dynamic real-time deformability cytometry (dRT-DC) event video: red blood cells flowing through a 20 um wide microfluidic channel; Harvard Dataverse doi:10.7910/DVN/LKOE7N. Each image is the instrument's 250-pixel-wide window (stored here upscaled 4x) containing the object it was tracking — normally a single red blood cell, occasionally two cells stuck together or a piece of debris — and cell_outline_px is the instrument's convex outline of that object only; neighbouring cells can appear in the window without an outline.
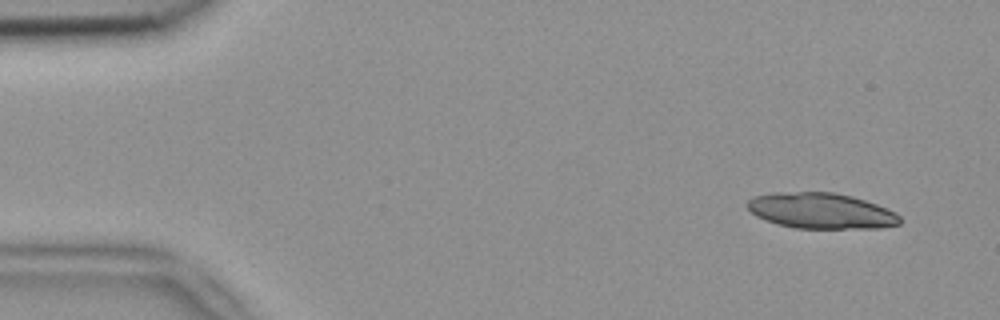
{"species": "common noctule bat (a hibernating species)", "species_latin": "Nyctalus noctula", "temperature_condition": "room temperature", "stored_images_in_passage": 4, "camera_frame_rate_fps": 3000, "um_per_image_px": 0.085, "animal": {"sex": "female", "body_mass_g": 18.4}, "frame": {"image": 1, "passage_image": 1, "time_ms": 0.0, "image_size_px": [1000, 320], "cell_outline_px": [[900, 224], [880, 228], [796, 228], [776, 224], [764, 220], [756, 216], [744, 204], [748, 200], [756, 196], [772, 192], [832, 192], [852, 196], [888, 208], [896, 212], [900, 216]], "centroid_in_image_um": [69.78, 17.92], "position_along_channel_um": 15.2, "area_um2": 31.91}}
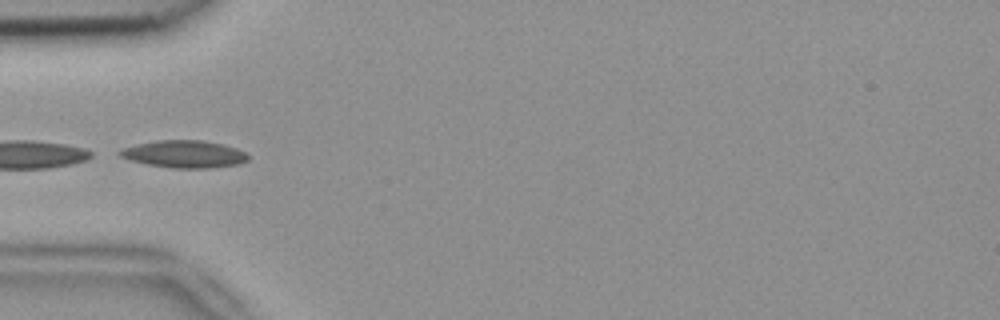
{"frame": {"image": 2, "passage_image": 4, "time_ms": 1.0, "image_size_px": [1000, 320], "cell_outline_px": [[248, 160], [240, 164], [212, 168], [172, 168], [148, 164], [128, 160], [120, 156], [116, 152], [124, 148], [136, 144], [156, 140], [200, 140], [224, 144], [248, 152]], "centroid_in_image_um": [15.68, 13.1], "position_along_channel_um": 69.3, "area_um2": 20.63}}